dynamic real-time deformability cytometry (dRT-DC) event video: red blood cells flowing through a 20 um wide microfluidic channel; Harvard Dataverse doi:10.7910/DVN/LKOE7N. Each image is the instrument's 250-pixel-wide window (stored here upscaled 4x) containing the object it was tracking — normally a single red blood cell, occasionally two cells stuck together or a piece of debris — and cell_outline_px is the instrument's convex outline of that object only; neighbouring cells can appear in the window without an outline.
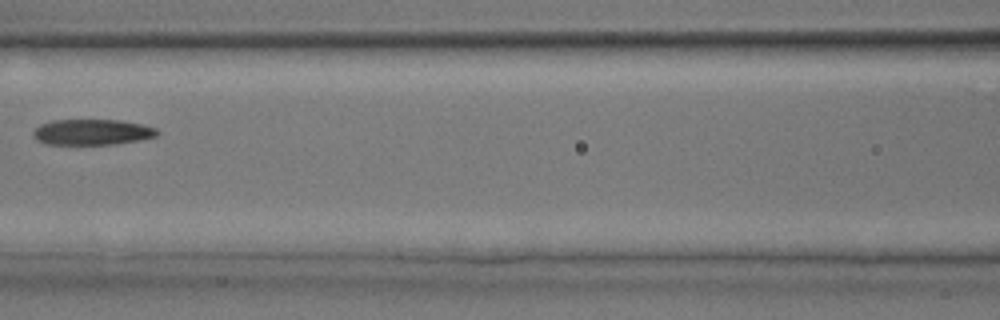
{"species": "common noctule bat (a hibernating species)", "species_latin": "Nyctalus noctula", "temperature_condition": "room temperature", "stored_images_in_passage": 5, "camera_frame_rate_fps": 3000, "um_per_image_px": 0.085, "animal": {"sex": "male", "body_mass_g": 17.9, "forearm_length_mm": 54.2}, "frame": {"image": 1, "passage_image": 5, "time_ms": 5.333, "image_size_px": [1000, 320], "cell_outline_px": [[160, 132], [156, 136], [140, 140], [116, 144], [44, 144], [36, 140], [32, 136], [32, 132], [40, 124], [52, 120], [120, 120], [140, 124], [156, 128]], "centroid_in_image_um": [7.8, 11.23], "position_along_channel_um": 158.8, "area_um2": 18.67}}